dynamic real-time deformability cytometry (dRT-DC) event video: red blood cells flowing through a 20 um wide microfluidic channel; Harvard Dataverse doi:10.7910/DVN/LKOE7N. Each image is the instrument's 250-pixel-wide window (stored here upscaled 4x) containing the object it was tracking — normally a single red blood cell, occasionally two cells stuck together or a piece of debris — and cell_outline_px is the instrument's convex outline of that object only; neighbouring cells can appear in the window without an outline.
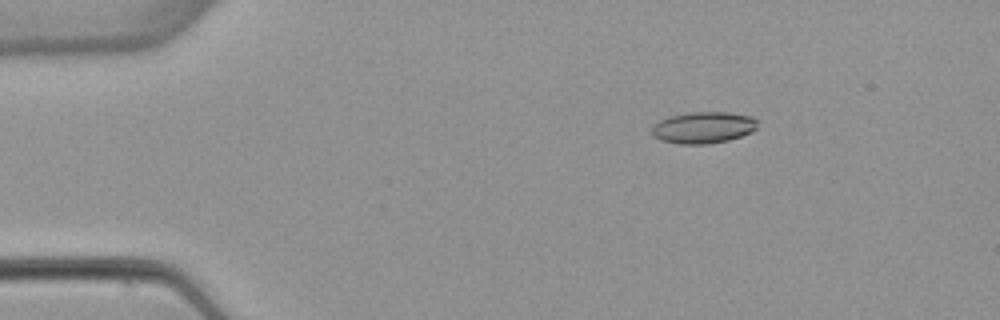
{"species": "common noctule bat (a hibernating species)", "species_latin": "Nyctalus noctula", "temperature_condition": "warm", "stored_images_in_passage": 4, "camera_frame_rate_fps": 3000, "um_per_image_px": 0.085, "animal": {"sex": "female", "body_mass_g": 22.7, "forearm_length_mm": 54.2}, "frame": {"image": 1, "passage_image": 2, "time_ms": 2.0, "image_size_px": [1000, 320], "cell_outline_px": [[756, 128], [752, 132], [728, 140], [708, 144], [680, 144], [660, 140], [652, 136], [652, 128], [660, 120], [672, 116], [692, 112], [728, 112], [752, 116], [756, 120]], "centroid_in_image_um": [59.79, 10.85], "position_along_channel_um": 25.2, "area_um2": 19.31}}